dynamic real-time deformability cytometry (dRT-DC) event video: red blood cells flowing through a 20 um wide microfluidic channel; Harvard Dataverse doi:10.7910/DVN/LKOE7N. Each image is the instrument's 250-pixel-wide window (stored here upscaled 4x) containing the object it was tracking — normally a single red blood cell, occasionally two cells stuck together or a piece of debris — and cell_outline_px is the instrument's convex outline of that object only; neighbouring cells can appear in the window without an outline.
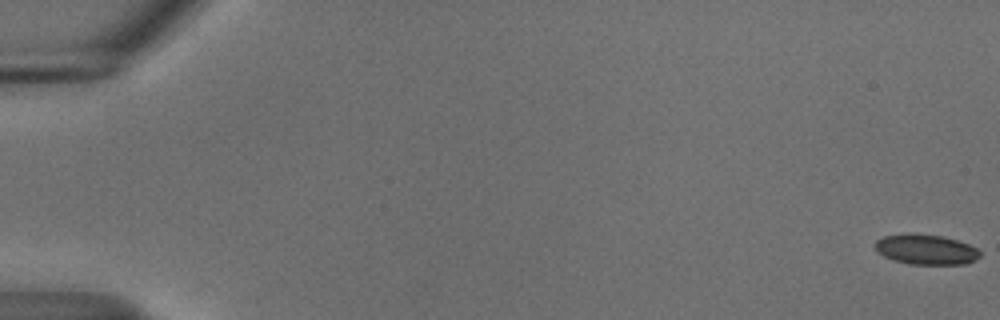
{"species": "common noctule bat (a hibernating species)", "species_latin": "Nyctalus noctula", "temperature_condition": "cold", "stored_images_in_passage": 22, "camera_frame_rate_fps": 3000, "um_per_image_px": 0.085, "animal": {"sex": "male", "body_mass_g": 18.8}, "frame": {"image": 1, "passage_image": 1, "time_ms": 0.0, "image_size_px": [1000, 320], "cell_outline_px": [[980, 256], [976, 260], [964, 264], [908, 264], [892, 260], [876, 252], [876, 240], [884, 236], [912, 232], [940, 236], [956, 240], [968, 244], [976, 248], [980, 252]], "centroid_in_image_um": [78.68, 21.2], "position_along_channel_um": 6.3, "area_um2": 18.5}}
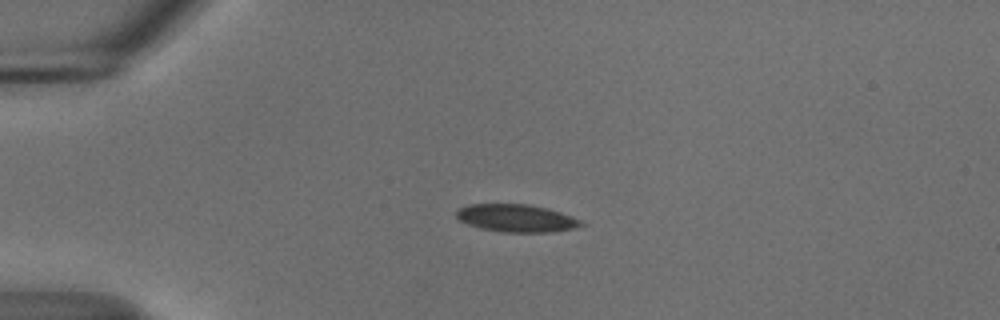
{"frame": {"image": 2, "passage_image": 15, "time_ms": 4.667, "image_size_px": [1000, 320], "cell_outline_px": [[584, 224], [576, 228], [552, 232], [504, 232], [480, 228], [468, 224], [460, 220], [456, 216], [456, 212], [460, 208], [468, 204], [528, 204], [548, 208], [572, 216], [580, 220]], "centroid_in_image_um": [43.91, 18.54], "position_along_channel_um": 41.1, "area_um2": 20.06}}
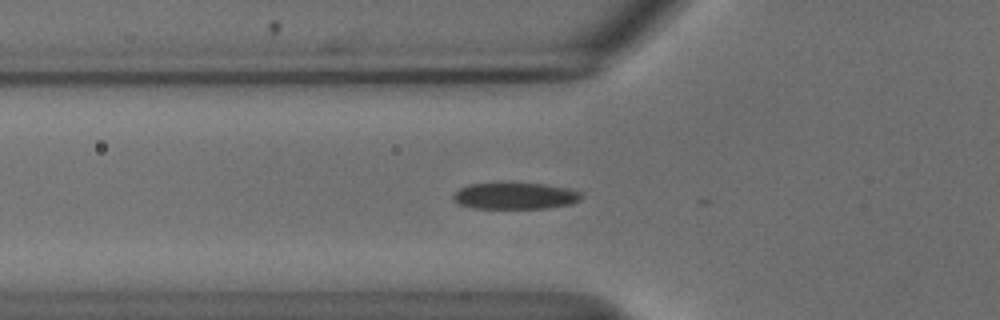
{"frame": {"image": 3, "passage_image": 21, "time_ms": 6.667, "image_size_px": [1000, 320], "cell_outline_px": [[580, 200], [572, 204], [548, 208], [472, 208], [456, 204], [452, 200], [452, 196], [460, 188], [468, 184], [500, 180], [504, 180], [544, 184], [568, 188], [580, 192]], "centroid_in_image_um": [43.7, 16.61], "position_along_channel_um": 82.1, "area_um2": 20.81}}